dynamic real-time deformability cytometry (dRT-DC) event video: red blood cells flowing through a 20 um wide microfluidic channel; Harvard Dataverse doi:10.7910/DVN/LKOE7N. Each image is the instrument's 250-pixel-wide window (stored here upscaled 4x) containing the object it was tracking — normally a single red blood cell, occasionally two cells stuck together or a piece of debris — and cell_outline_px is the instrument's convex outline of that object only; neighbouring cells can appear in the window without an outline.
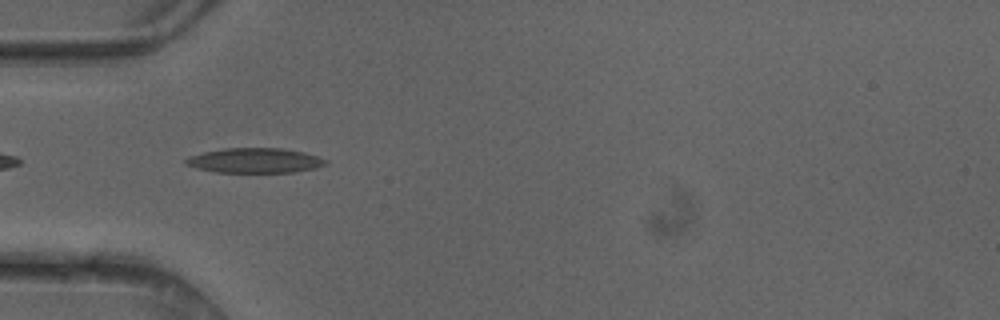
{"species": "common noctule bat (a hibernating species)", "species_latin": "Nyctalus noctula", "temperature_condition": "cold", "stored_images_in_passage": 36, "camera_frame_rate_fps": 3000, "um_per_image_px": 0.085, "animal": {"sex": "female"}, "frame": {"image": 1, "passage_image": 2, "time_ms": 0.333, "image_size_px": [1000, 320], "cell_outline_px": [[328, 164], [316, 168], [292, 172], [216, 172], [196, 168], [184, 164], [184, 160], [188, 156], [204, 152], [224, 148], [280, 148], [304, 152], [328, 160]], "centroid_in_image_um": [21.65, 13.64], "position_along_channel_um": 63.4, "area_um2": 20.29}}
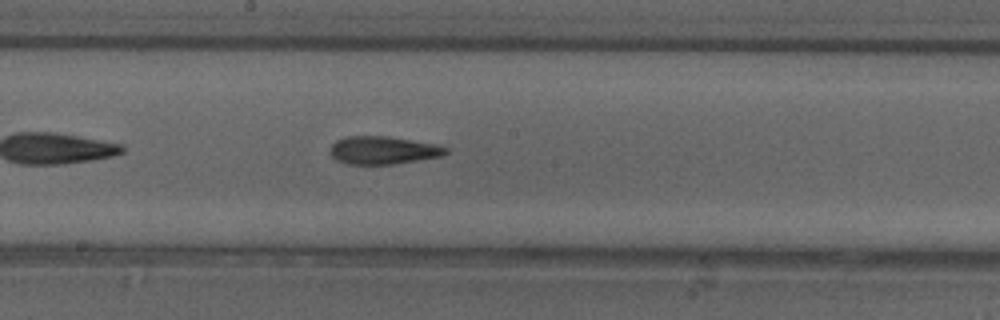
{"frame": {"image": 2, "passage_image": 13, "time_ms": 4.0, "image_size_px": [1000, 320], "cell_outline_px": [[448, 152], [440, 156], [392, 164], [348, 164], [336, 160], [328, 152], [332, 144], [336, 140], [344, 136], [388, 136], [436, 144], [448, 148]], "centroid_in_image_um": [32.51, 12.76], "position_along_channel_um": 215.7, "area_um2": 18.79}}
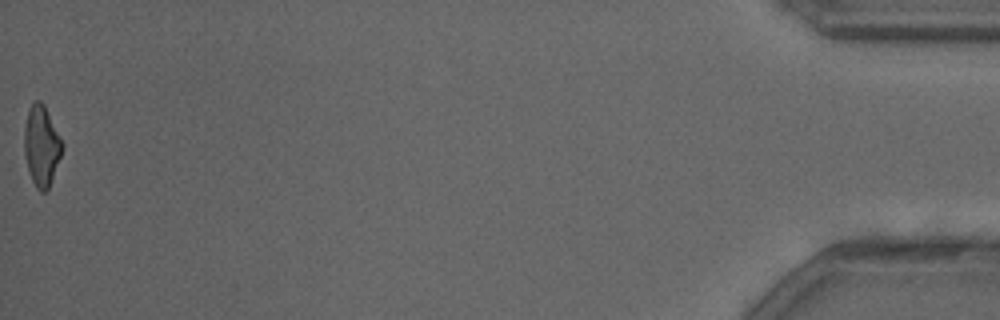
{"frame": {"image": 3, "passage_image": 36, "time_ms": 11.667, "image_size_px": [1000, 320], "cell_outline_px": [[64, 148], [48, 188], [44, 192], [40, 192], [36, 188], [28, 172], [24, 156], [24, 128], [28, 108], [36, 100], [40, 100], [44, 104], [64, 144]], "centroid_in_image_um": [3.52, 12.39], "position_along_channel_um": 431.7, "area_um2": 17.92}, "authors_computed_cell_mechanics": {"area_um2": 18.8717, "velocity_mm_per_s": 4.1632, "shape_relaxation_time_tau1_ms": 7.2273, "shape_relaxation_time_tau2_ms": 4.3033, "deformation_change_tau1": 0.2067, "deformation_change_tau2": 0.1606}}